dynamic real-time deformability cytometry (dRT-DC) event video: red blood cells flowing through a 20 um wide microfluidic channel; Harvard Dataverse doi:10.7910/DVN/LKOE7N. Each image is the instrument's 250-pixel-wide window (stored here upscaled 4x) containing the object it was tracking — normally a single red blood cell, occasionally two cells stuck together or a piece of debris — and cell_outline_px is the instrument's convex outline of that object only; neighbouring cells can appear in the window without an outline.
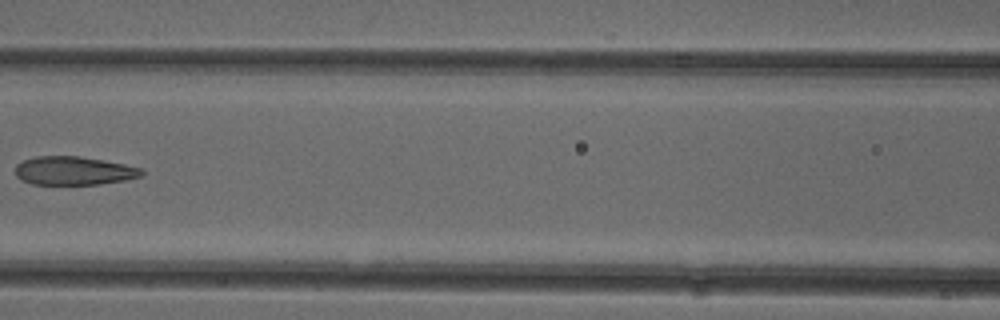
{"species": "common noctule bat (a hibernating species)", "species_latin": "Nyctalus noctula", "temperature_condition": "cold", "stored_images_in_passage": 6, "camera_frame_rate_fps": 3000, "um_per_image_px": 0.085, "animal": {"sex": "female"}, "frame": {"image": 1, "passage_image": 5, "time_ms": 5.667, "image_size_px": [1000, 320], "cell_outline_px": [[144, 172], [140, 176], [124, 180], [100, 184], [32, 184], [20, 180], [16, 176], [16, 164], [24, 160], [36, 156], [80, 156], [104, 160], [124, 164], [140, 168]], "centroid_in_image_um": [6.24, 14.51], "position_along_channel_um": 160.4, "area_um2": 20.92}}
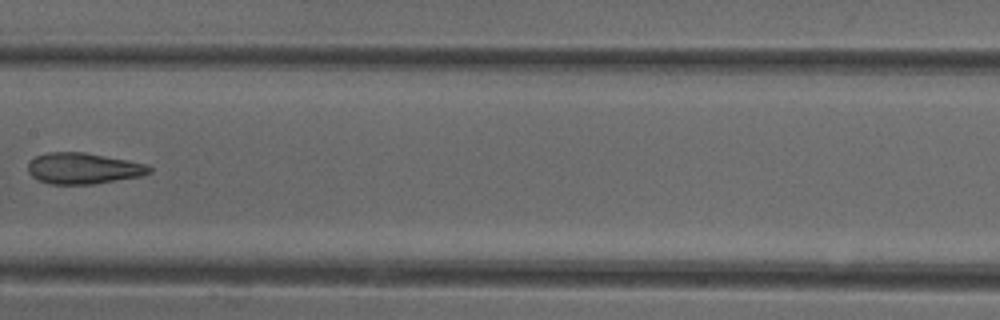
{"frame": {"image": 2, "passage_image": 6, "time_ms": 6.667, "image_size_px": [1000, 320], "cell_outline_px": [[152, 172], [140, 176], [92, 184], [48, 184], [32, 176], [28, 172], [28, 160], [36, 156], [48, 152], [84, 152], [128, 160], [148, 164], [152, 168]], "centroid_in_image_um": [7.07, 14.3], "position_along_channel_um": 200.3, "area_um2": 22.02}}